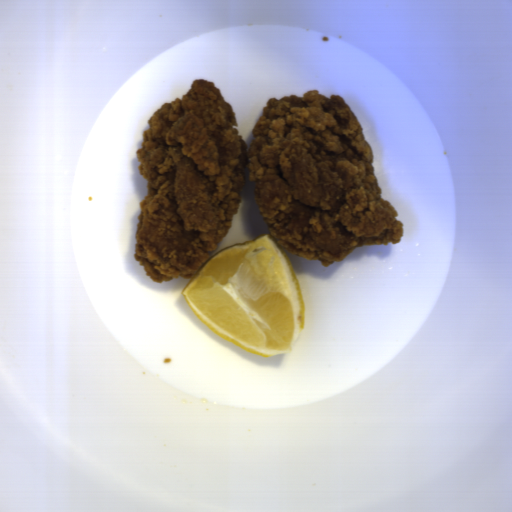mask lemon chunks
Returning <instances> with one entry per match:
<instances>
[{
    "instance_id": "obj_1",
    "label": "lemon chunks",
    "mask_w": 512,
    "mask_h": 512,
    "mask_svg": "<svg viewBox=\"0 0 512 512\" xmlns=\"http://www.w3.org/2000/svg\"><path fill=\"white\" fill-rule=\"evenodd\" d=\"M181 295L214 334L258 356L292 353L305 328L298 275L271 233L220 249Z\"/></svg>"
}]
</instances>
